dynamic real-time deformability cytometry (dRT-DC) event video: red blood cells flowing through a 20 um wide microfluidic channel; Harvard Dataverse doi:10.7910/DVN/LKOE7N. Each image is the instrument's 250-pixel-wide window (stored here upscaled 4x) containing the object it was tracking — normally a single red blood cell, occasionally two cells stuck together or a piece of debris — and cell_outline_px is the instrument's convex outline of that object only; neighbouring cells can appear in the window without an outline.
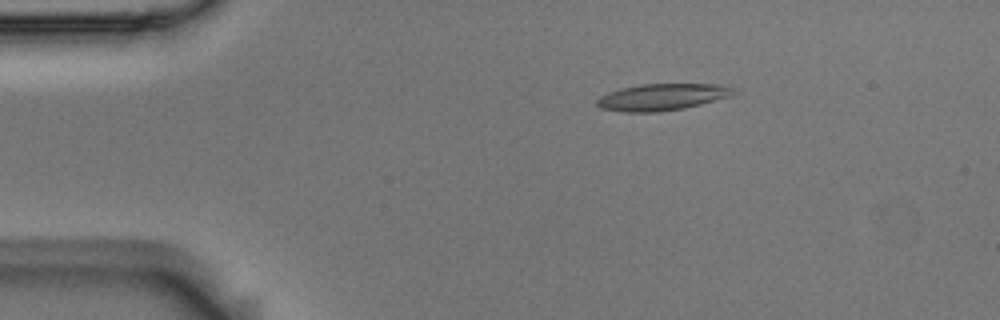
{"species": "Egyptian fruit bat (a non-hibernating species)", "species_latin": "Rousettus aegyptiacus", "temperature_condition": "room temperature", "stored_images_in_passage": 4, "camera_frame_rate_fps": 3000, "um_per_image_px": 0.085, "animal": {"sex": "male"}, "frame": {"image": 1, "passage_image": 2, "time_ms": 0.333, "image_size_px": [1000, 320], "cell_outline_px": [[732, 96], [684, 108], [660, 112], [624, 112], [600, 108], [596, 104], [596, 100], [600, 96], [608, 92], [620, 88], [640, 84], [716, 84], [732, 88]], "centroid_in_image_um": [56.21, 8.25], "position_along_channel_um": 28.8, "area_um2": 21.15}}